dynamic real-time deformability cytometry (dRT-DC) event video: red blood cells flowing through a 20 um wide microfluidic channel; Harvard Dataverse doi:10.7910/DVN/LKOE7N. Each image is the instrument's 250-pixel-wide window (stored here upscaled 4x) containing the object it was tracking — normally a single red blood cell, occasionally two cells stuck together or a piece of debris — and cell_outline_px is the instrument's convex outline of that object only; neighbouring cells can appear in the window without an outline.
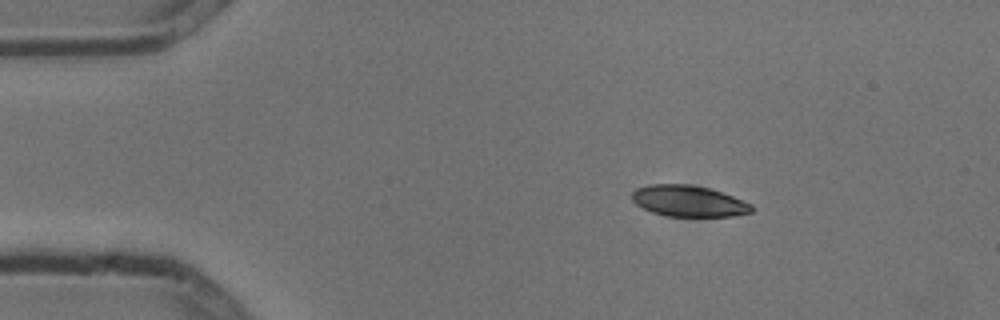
{"species": "common noctule bat (a hibernating species)", "species_latin": "Nyctalus noctula", "temperature_condition": "cold", "stored_images_in_passage": 3, "camera_frame_rate_fps": 3000, "um_per_image_px": 0.085, "animal": {"sex": "male", "body_mass_g": 13.3}, "frame": {"image": 1, "passage_image": 1, "time_ms": 0.0, "image_size_px": [1000, 320], "cell_outline_px": [[752, 212], [732, 216], [668, 216], [652, 212], [636, 204], [632, 200], [632, 192], [636, 188], [648, 184], [688, 184], [708, 188], [732, 196], [752, 204]], "centroid_in_image_um": [58.5, 17.08], "position_along_channel_um": 26.5, "area_um2": 21.56}}